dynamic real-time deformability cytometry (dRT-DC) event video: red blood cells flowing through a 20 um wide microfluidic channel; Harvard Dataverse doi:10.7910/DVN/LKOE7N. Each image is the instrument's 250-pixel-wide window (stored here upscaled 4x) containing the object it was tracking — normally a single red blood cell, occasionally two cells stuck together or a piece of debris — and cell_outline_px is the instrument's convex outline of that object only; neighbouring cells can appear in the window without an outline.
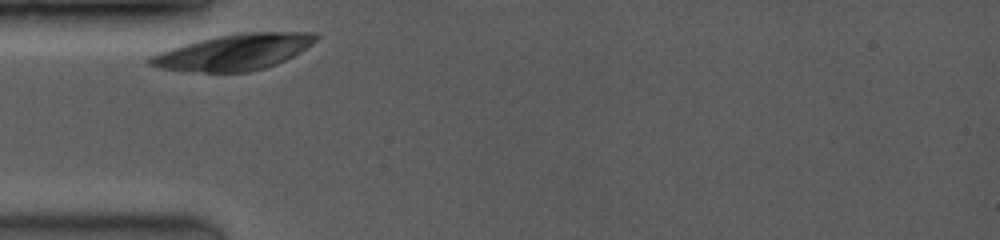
{"species": "common noctule bat (a hibernating species)", "species_latin": "Nyctalus noctula", "temperature_condition": "room temperature", "stored_images_in_passage": 4, "camera_frame_rate_fps": 3500, "um_per_image_px": 0.085, "animal": {"sex": "female", "body_mass_g": 19.0, "forearm_length_mm": 53.3}, "frame": {"image": 1, "passage_image": 1, "time_ms": 0.0, "image_size_px": [1000, 240], "cell_outline_px": [[320, 36], [312, 44], [300, 52], [276, 64], [264, 68], [248, 72], [192, 72], [160, 68], [148, 64], [148, 56], [184, 44], [216, 36], [240, 32], [316, 32]], "centroid_in_image_um": [19.9, 4.42], "position_along_channel_um": 65.1, "area_um2": 34.68}}
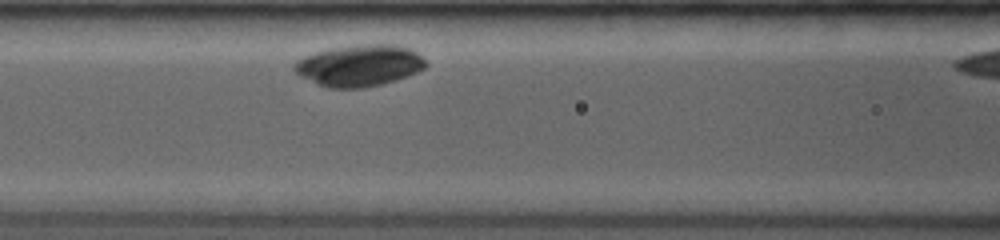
{"frame": {"image": 2, "passage_image": 3, "time_ms": 2.0, "image_size_px": [1000, 240], "cell_outline_px": [[428, 64], [424, 68], [416, 72], [396, 80], [364, 88], [328, 88], [300, 76], [292, 68], [292, 64], [296, 60], [304, 56], [316, 52], [332, 48], [356, 44], [400, 44], [412, 48]], "centroid_in_image_um": [30.54, 5.55], "position_along_channel_um": 136.1, "area_um2": 31.96}}